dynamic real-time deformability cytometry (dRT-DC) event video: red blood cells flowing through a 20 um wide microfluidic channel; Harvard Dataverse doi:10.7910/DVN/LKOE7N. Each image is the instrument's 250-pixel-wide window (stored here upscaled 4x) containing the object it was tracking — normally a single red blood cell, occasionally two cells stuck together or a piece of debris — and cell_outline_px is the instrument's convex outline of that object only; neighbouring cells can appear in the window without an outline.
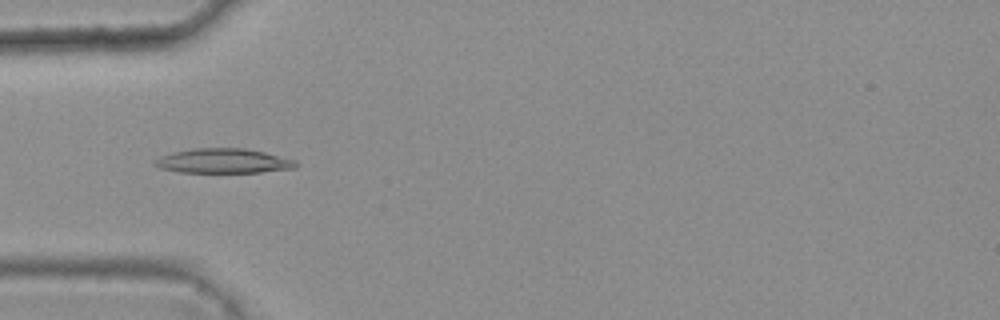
{"species": "common noctule bat (a hibernating species)", "species_latin": "Nyctalus noctula", "temperature_condition": "warm", "stored_images_in_passage": 40, "camera_frame_rate_fps": 3000, "um_per_image_px": 0.085, "animal": {"sex": "female", "body_mass_g": 25.1}, "frame": {"image": 1, "passage_image": 11, "time_ms": 3.333, "image_size_px": [1000, 320], "cell_outline_px": [[300, 164], [296, 168], [260, 172], [180, 172], [160, 168], [152, 164], [152, 160], [160, 156], [172, 152], [192, 148], [244, 148], [264, 152], [296, 160]], "centroid_in_image_um": [18.97, 13.67], "position_along_channel_um": 66.0, "area_um2": 20.4}}
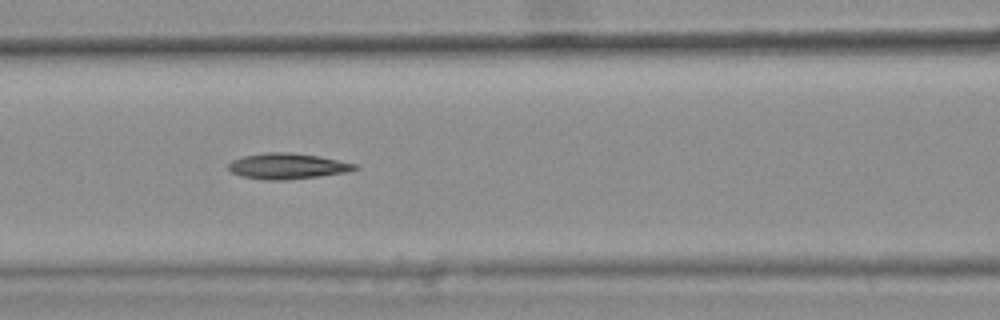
{"frame": {"image": 2, "passage_image": 17, "time_ms": 5.333, "image_size_px": [1000, 320], "cell_outline_px": [[356, 168], [352, 172], [288, 180], [264, 180], [240, 176], [232, 172], [228, 168], [228, 164], [232, 160], [244, 156], [268, 152], [288, 152], [320, 156], [356, 164]], "centroid_in_image_um": [24.44, 14.13], "position_along_channel_um": 142.2, "area_um2": 19.07}}
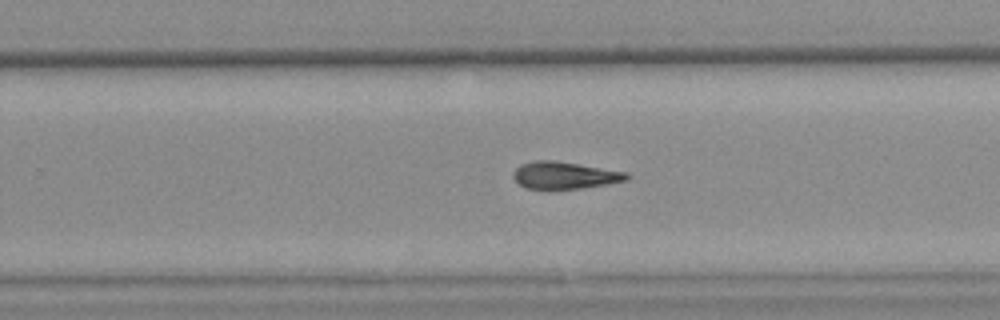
{"frame": {"image": 3, "passage_image": 28, "time_ms": 9.0, "image_size_px": [1000, 320], "cell_outline_px": [[632, 176], [628, 180], [580, 188], [544, 192], [524, 188], [512, 176], [512, 172], [520, 164], [536, 160], [552, 160], [628, 172]], "centroid_in_image_um": [47.94, 14.94], "position_along_channel_um": 281.9, "area_um2": 18.5}}